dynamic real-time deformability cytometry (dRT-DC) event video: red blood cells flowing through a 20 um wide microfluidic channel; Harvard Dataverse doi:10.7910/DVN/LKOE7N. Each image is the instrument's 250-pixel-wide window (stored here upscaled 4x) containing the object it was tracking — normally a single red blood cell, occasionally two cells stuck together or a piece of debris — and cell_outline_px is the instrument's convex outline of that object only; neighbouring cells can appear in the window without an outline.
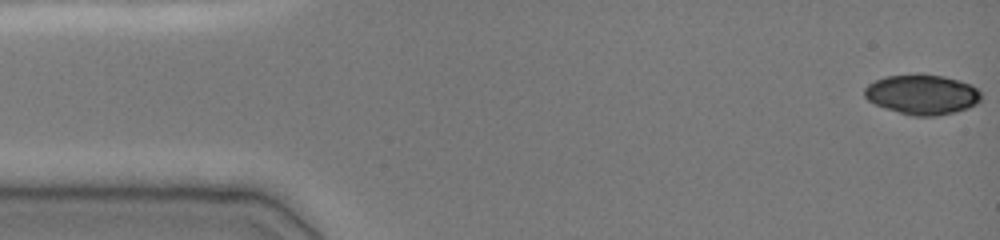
{"species": "common noctule bat (a hibernating species)", "species_latin": "Nyctalus noctula", "temperature_condition": "cold", "stored_images_in_passage": 104, "camera_frame_rate_fps": 3000, "um_per_image_px": 0.085, "animal": {"sex": "female", "body_mass_g": 19.0, "forearm_length_mm": 51.5}, "frame": {"image": 1, "passage_image": 1, "time_ms": 0.0, "image_size_px": [1000, 240], "cell_outline_px": [[980, 100], [976, 104], [968, 108], [956, 112], [936, 116], [912, 116], [884, 108], [868, 100], [864, 96], [864, 88], [868, 84], [884, 76], [916, 72], [944, 76], [960, 80], [972, 84], [980, 92]], "centroid_in_image_um": [78.37, 8.01], "position_along_channel_um": 6.6, "area_um2": 27.69}}
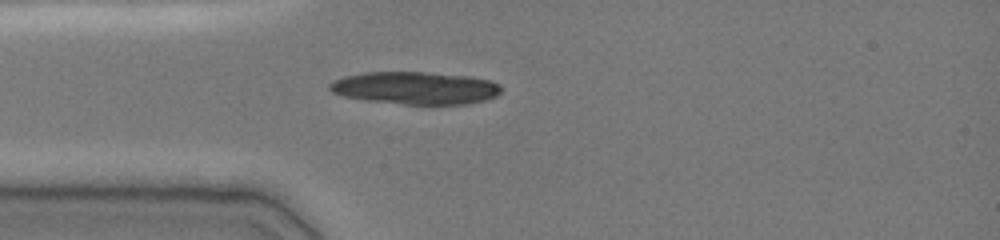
{"frame": {"image": 2, "passage_image": 28, "time_ms": 4.0, "image_size_px": [1000, 240], "cell_outline_px": [[500, 92], [496, 96], [484, 100], [464, 104], [404, 104], [364, 100], [344, 96], [332, 92], [328, 88], [328, 84], [332, 80], [344, 76], [364, 72], [424, 72], [472, 76], [492, 80], [500, 84]], "centroid_in_image_um": [35.29, 7.47], "position_along_channel_um": 49.7, "area_um2": 32.71}}
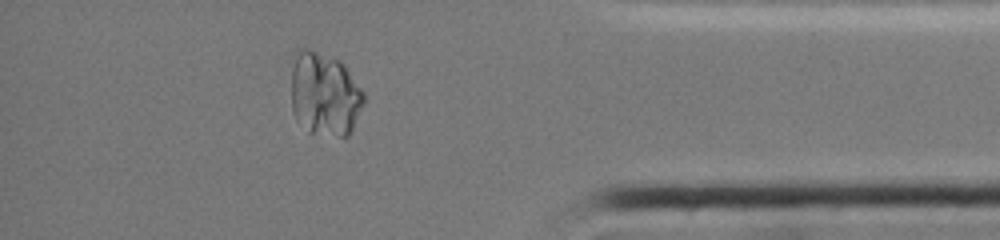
{"frame": {"image": 3, "passage_image": 89, "time_ms": 13.667, "image_size_px": [1000, 240], "cell_outline_px": [[364, 104], [348, 136], [340, 136], [308, 132], [296, 120], [292, 112], [292, 52], [296, 48], [308, 48], [340, 60], [344, 64], [364, 92]], "centroid_in_image_um": [27.56, 7.96], "position_along_channel_um": 407.6, "area_um2": 35.84}}